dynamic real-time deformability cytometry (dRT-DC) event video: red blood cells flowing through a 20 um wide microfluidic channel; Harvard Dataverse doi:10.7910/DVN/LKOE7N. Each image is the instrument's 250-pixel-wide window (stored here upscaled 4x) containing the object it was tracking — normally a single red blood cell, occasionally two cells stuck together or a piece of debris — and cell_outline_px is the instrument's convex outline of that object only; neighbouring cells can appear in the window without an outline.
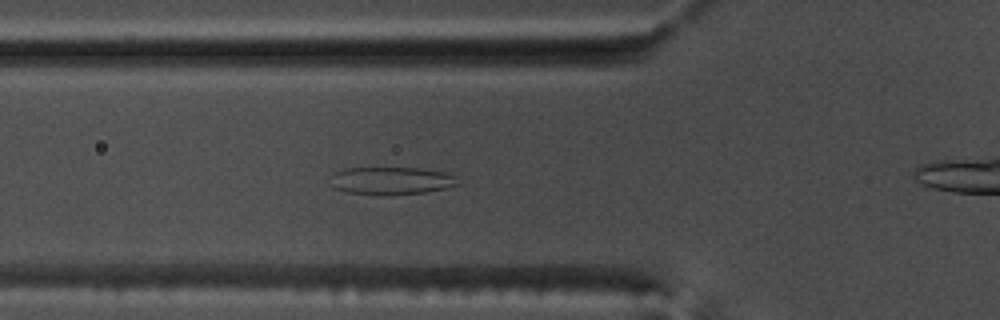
{"species": "common noctule bat (a hibernating species)", "species_latin": "Nyctalus noctula", "temperature_condition": "warm", "stored_images_in_passage": 54, "camera_frame_rate_fps": 3000, "um_per_image_px": 0.085, "animal": {"sex": "male", "body_mass_g": 17.5, "forearm_length_mm": 52.3}, "frame": {"image": 1, "passage_image": 19, "time_ms": 6.0, "image_size_px": [1000, 320], "cell_outline_px": [[460, 184], [444, 188], [424, 192], [348, 192], [336, 188], [332, 172], [344, 168], [416, 168], [444, 172], [456, 176]], "centroid_in_image_um": [33.33, 15.3], "position_along_channel_um": 92.5, "area_um2": 19.25}}
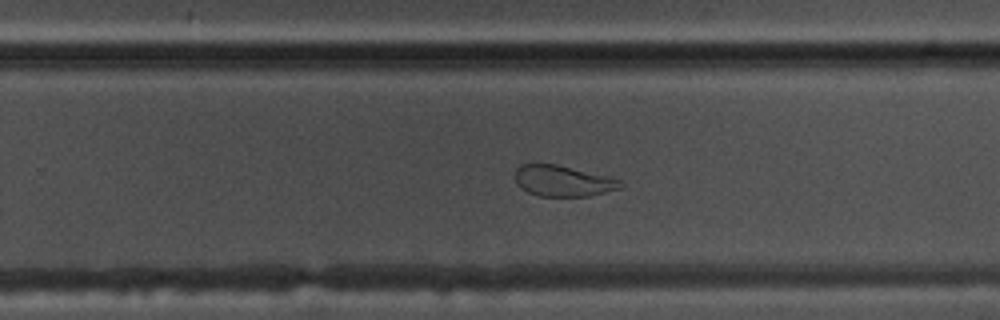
{"frame": {"image": 2, "passage_image": 34, "time_ms": 11.0, "image_size_px": [1000, 320], "cell_outline_px": [[624, 184], [620, 188], [588, 196], [540, 196], [528, 192], [520, 188], [516, 184], [512, 176], [516, 168], [520, 164], [556, 164], [608, 176], [620, 180]], "centroid_in_image_um": [47.78, 15.37], "position_along_channel_um": 282.0, "area_um2": 19.13}}
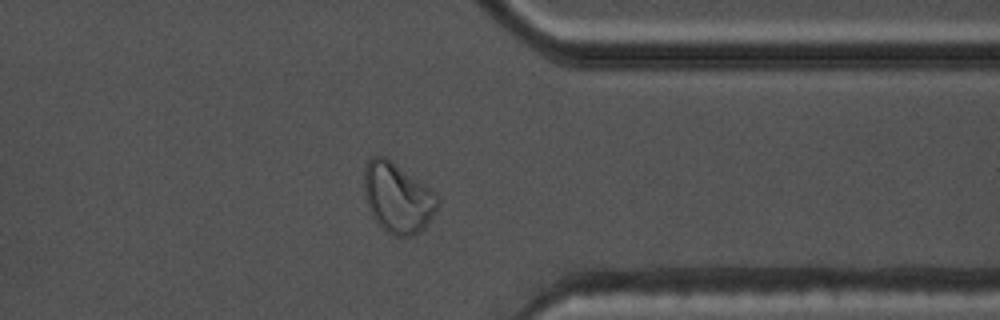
{"frame": {"image": 3, "passage_image": 42, "time_ms": 13.667, "image_size_px": [1000, 320], "cell_outline_px": [[440, 204], [424, 228], [416, 236], [396, 236], [388, 232], [372, 216], [364, 192], [364, 168], [368, 160], [372, 156], [384, 156], [436, 192], [440, 200]], "centroid_in_image_um": [33.82, 16.81], "position_along_channel_um": 377.6, "area_um2": 29.82}, "authors_computed_cell_mechanics": {"area_um2": 25.2875, "velocity_mm_per_s": 3.7928, "shape_relaxation_time_tau1_ms": 5.9536, "shape_relaxation_time_tau2_ms": 1.049, "deformation_change_tau1": 0.2032, "deformation_change_tau2": 0.0721}}